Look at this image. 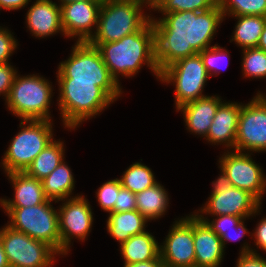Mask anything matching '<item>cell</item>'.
Returning <instances> with one entry per match:
<instances>
[{"mask_svg":"<svg viewBox=\"0 0 266 267\" xmlns=\"http://www.w3.org/2000/svg\"><path fill=\"white\" fill-rule=\"evenodd\" d=\"M151 17L155 30V61L161 72L175 61L195 55L210 44L224 20L218 3L211 9L182 11Z\"/></svg>","mask_w":266,"mask_h":267,"instance_id":"obj_1","label":"cell"},{"mask_svg":"<svg viewBox=\"0 0 266 267\" xmlns=\"http://www.w3.org/2000/svg\"><path fill=\"white\" fill-rule=\"evenodd\" d=\"M100 51L110 74L119 83V75L133 77L144 65L160 79L155 61V30L151 20L139 31L116 42L90 43Z\"/></svg>","mask_w":266,"mask_h":267,"instance_id":"obj_2","label":"cell"},{"mask_svg":"<svg viewBox=\"0 0 266 267\" xmlns=\"http://www.w3.org/2000/svg\"><path fill=\"white\" fill-rule=\"evenodd\" d=\"M59 85L58 107L64 127L75 130L82 122L100 114L114 100L97 82H72L57 79Z\"/></svg>","mask_w":266,"mask_h":267,"instance_id":"obj_3","label":"cell"},{"mask_svg":"<svg viewBox=\"0 0 266 267\" xmlns=\"http://www.w3.org/2000/svg\"><path fill=\"white\" fill-rule=\"evenodd\" d=\"M57 79L72 82H97L114 101L123 93L120 83L112 77L100 51L88 41H76L69 58L58 65Z\"/></svg>","mask_w":266,"mask_h":267,"instance_id":"obj_4","label":"cell"},{"mask_svg":"<svg viewBox=\"0 0 266 267\" xmlns=\"http://www.w3.org/2000/svg\"><path fill=\"white\" fill-rule=\"evenodd\" d=\"M136 1L103 0L95 34L89 43L116 42L142 29L150 20ZM146 15V16H145Z\"/></svg>","mask_w":266,"mask_h":267,"instance_id":"obj_5","label":"cell"},{"mask_svg":"<svg viewBox=\"0 0 266 267\" xmlns=\"http://www.w3.org/2000/svg\"><path fill=\"white\" fill-rule=\"evenodd\" d=\"M43 76L16 74L13 85L5 99L11 113L21 120H49L52 84Z\"/></svg>","mask_w":266,"mask_h":267,"instance_id":"obj_6","label":"cell"},{"mask_svg":"<svg viewBox=\"0 0 266 267\" xmlns=\"http://www.w3.org/2000/svg\"><path fill=\"white\" fill-rule=\"evenodd\" d=\"M27 125V126H26ZM53 123L49 120H21L20 130L12 138L2 158L5 173L24 172L53 141Z\"/></svg>","mask_w":266,"mask_h":267,"instance_id":"obj_7","label":"cell"},{"mask_svg":"<svg viewBox=\"0 0 266 267\" xmlns=\"http://www.w3.org/2000/svg\"><path fill=\"white\" fill-rule=\"evenodd\" d=\"M48 199L45 203L29 207H2L10 221L11 228L29 237L52 246L61 255V236L59 232L58 211Z\"/></svg>","mask_w":266,"mask_h":267,"instance_id":"obj_8","label":"cell"},{"mask_svg":"<svg viewBox=\"0 0 266 267\" xmlns=\"http://www.w3.org/2000/svg\"><path fill=\"white\" fill-rule=\"evenodd\" d=\"M220 171L219 177L212 182L213 191L205 206L194 214L233 215L243 219L259 215L261 203L249 192L232 186L222 168Z\"/></svg>","mask_w":266,"mask_h":267,"instance_id":"obj_9","label":"cell"},{"mask_svg":"<svg viewBox=\"0 0 266 267\" xmlns=\"http://www.w3.org/2000/svg\"><path fill=\"white\" fill-rule=\"evenodd\" d=\"M209 75L199 53L181 58L160 72V81L175 86V108L203 98Z\"/></svg>","mask_w":266,"mask_h":267,"instance_id":"obj_10","label":"cell"},{"mask_svg":"<svg viewBox=\"0 0 266 267\" xmlns=\"http://www.w3.org/2000/svg\"><path fill=\"white\" fill-rule=\"evenodd\" d=\"M0 241L9 265L13 267H51L55 255H59L49 244L8 225L0 229Z\"/></svg>","mask_w":266,"mask_h":267,"instance_id":"obj_11","label":"cell"},{"mask_svg":"<svg viewBox=\"0 0 266 267\" xmlns=\"http://www.w3.org/2000/svg\"><path fill=\"white\" fill-rule=\"evenodd\" d=\"M266 151V98L260 93L242 104L238 118L235 151Z\"/></svg>","mask_w":266,"mask_h":267,"instance_id":"obj_12","label":"cell"},{"mask_svg":"<svg viewBox=\"0 0 266 267\" xmlns=\"http://www.w3.org/2000/svg\"><path fill=\"white\" fill-rule=\"evenodd\" d=\"M219 168L228 176L232 186L252 194L261 204L266 193V175L262 168L253 161L251 153L227 149L219 158Z\"/></svg>","mask_w":266,"mask_h":267,"instance_id":"obj_13","label":"cell"},{"mask_svg":"<svg viewBox=\"0 0 266 267\" xmlns=\"http://www.w3.org/2000/svg\"><path fill=\"white\" fill-rule=\"evenodd\" d=\"M58 208L59 232L61 236V255H67L71 240L85 241L92 230L93 212L90 203L83 195L60 200Z\"/></svg>","mask_w":266,"mask_h":267,"instance_id":"obj_14","label":"cell"},{"mask_svg":"<svg viewBox=\"0 0 266 267\" xmlns=\"http://www.w3.org/2000/svg\"><path fill=\"white\" fill-rule=\"evenodd\" d=\"M163 245H159L164 267H195L194 214L175 220Z\"/></svg>","mask_w":266,"mask_h":267,"instance_id":"obj_15","label":"cell"},{"mask_svg":"<svg viewBox=\"0 0 266 267\" xmlns=\"http://www.w3.org/2000/svg\"><path fill=\"white\" fill-rule=\"evenodd\" d=\"M102 2L77 1L61 4V24L64 36L89 41L96 32ZM92 27H96L95 29ZM94 33H93V31Z\"/></svg>","mask_w":266,"mask_h":267,"instance_id":"obj_16","label":"cell"},{"mask_svg":"<svg viewBox=\"0 0 266 267\" xmlns=\"http://www.w3.org/2000/svg\"><path fill=\"white\" fill-rule=\"evenodd\" d=\"M195 267H219L224 257L221 238L194 214Z\"/></svg>","mask_w":266,"mask_h":267,"instance_id":"obj_17","label":"cell"},{"mask_svg":"<svg viewBox=\"0 0 266 267\" xmlns=\"http://www.w3.org/2000/svg\"><path fill=\"white\" fill-rule=\"evenodd\" d=\"M26 25L32 36L44 38L63 33L61 8L52 0H36L26 13Z\"/></svg>","mask_w":266,"mask_h":267,"instance_id":"obj_18","label":"cell"},{"mask_svg":"<svg viewBox=\"0 0 266 267\" xmlns=\"http://www.w3.org/2000/svg\"><path fill=\"white\" fill-rule=\"evenodd\" d=\"M243 103L222 102L216 111L206 141L214 145H223L235 151L238 118Z\"/></svg>","mask_w":266,"mask_h":267,"instance_id":"obj_19","label":"cell"},{"mask_svg":"<svg viewBox=\"0 0 266 267\" xmlns=\"http://www.w3.org/2000/svg\"><path fill=\"white\" fill-rule=\"evenodd\" d=\"M222 102L219 96H205L186 103L176 110L183 113L185 126L189 132L205 138Z\"/></svg>","mask_w":266,"mask_h":267,"instance_id":"obj_20","label":"cell"},{"mask_svg":"<svg viewBox=\"0 0 266 267\" xmlns=\"http://www.w3.org/2000/svg\"><path fill=\"white\" fill-rule=\"evenodd\" d=\"M14 188L13 199L0 198L1 207H29L45 203L48 198L44 194L42 181L30 177L25 172L7 173Z\"/></svg>","mask_w":266,"mask_h":267,"instance_id":"obj_21","label":"cell"},{"mask_svg":"<svg viewBox=\"0 0 266 267\" xmlns=\"http://www.w3.org/2000/svg\"><path fill=\"white\" fill-rule=\"evenodd\" d=\"M148 220L137 210L110 212L107 218V231L119 244L131 236L145 232Z\"/></svg>","mask_w":266,"mask_h":267,"instance_id":"obj_22","label":"cell"},{"mask_svg":"<svg viewBox=\"0 0 266 267\" xmlns=\"http://www.w3.org/2000/svg\"><path fill=\"white\" fill-rule=\"evenodd\" d=\"M120 252L124 259V265L146 262L156 259L160 255L159 244L152 233L148 231L133 235L121 243Z\"/></svg>","mask_w":266,"mask_h":267,"instance_id":"obj_23","label":"cell"},{"mask_svg":"<svg viewBox=\"0 0 266 267\" xmlns=\"http://www.w3.org/2000/svg\"><path fill=\"white\" fill-rule=\"evenodd\" d=\"M136 210L148 221L161 218L169 206L168 192L159 182L135 194Z\"/></svg>","mask_w":266,"mask_h":267,"instance_id":"obj_24","label":"cell"},{"mask_svg":"<svg viewBox=\"0 0 266 267\" xmlns=\"http://www.w3.org/2000/svg\"><path fill=\"white\" fill-rule=\"evenodd\" d=\"M45 196L55 203L63 199L74 198L71 196L75 187V180L71 169L63 160L55 170L42 180Z\"/></svg>","mask_w":266,"mask_h":267,"instance_id":"obj_25","label":"cell"},{"mask_svg":"<svg viewBox=\"0 0 266 267\" xmlns=\"http://www.w3.org/2000/svg\"><path fill=\"white\" fill-rule=\"evenodd\" d=\"M64 142L53 140L24 171L40 181L45 179L64 160Z\"/></svg>","mask_w":266,"mask_h":267,"instance_id":"obj_26","label":"cell"},{"mask_svg":"<svg viewBox=\"0 0 266 267\" xmlns=\"http://www.w3.org/2000/svg\"><path fill=\"white\" fill-rule=\"evenodd\" d=\"M233 17L237 19V23L230 41H234L242 50L257 47L266 23V17L256 15Z\"/></svg>","mask_w":266,"mask_h":267,"instance_id":"obj_27","label":"cell"},{"mask_svg":"<svg viewBox=\"0 0 266 267\" xmlns=\"http://www.w3.org/2000/svg\"><path fill=\"white\" fill-rule=\"evenodd\" d=\"M118 179L123 188L130 190L134 194L140 193L158 183L151 168L141 162L131 164L124 171L122 177Z\"/></svg>","mask_w":266,"mask_h":267,"instance_id":"obj_28","label":"cell"},{"mask_svg":"<svg viewBox=\"0 0 266 267\" xmlns=\"http://www.w3.org/2000/svg\"><path fill=\"white\" fill-rule=\"evenodd\" d=\"M224 18L229 16L256 15L266 17V0H218Z\"/></svg>","mask_w":266,"mask_h":267,"instance_id":"obj_29","label":"cell"},{"mask_svg":"<svg viewBox=\"0 0 266 267\" xmlns=\"http://www.w3.org/2000/svg\"><path fill=\"white\" fill-rule=\"evenodd\" d=\"M218 0H154L152 10L161 14L170 12L196 11L203 12L213 8Z\"/></svg>","mask_w":266,"mask_h":267,"instance_id":"obj_30","label":"cell"},{"mask_svg":"<svg viewBox=\"0 0 266 267\" xmlns=\"http://www.w3.org/2000/svg\"><path fill=\"white\" fill-rule=\"evenodd\" d=\"M242 73L244 77H266V51L260 48H248L242 50Z\"/></svg>","mask_w":266,"mask_h":267,"instance_id":"obj_31","label":"cell"},{"mask_svg":"<svg viewBox=\"0 0 266 267\" xmlns=\"http://www.w3.org/2000/svg\"><path fill=\"white\" fill-rule=\"evenodd\" d=\"M199 54L203 60V64L209 77L213 75L217 76L222 71V68H224L223 66L221 67V65H223L225 61L227 62V58H230L229 51L217 44L211 46L210 48H206L205 50L199 52ZM227 65L228 64L226 63V66Z\"/></svg>","mask_w":266,"mask_h":267,"instance_id":"obj_32","label":"cell"},{"mask_svg":"<svg viewBox=\"0 0 266 267\" xmlns=\"http://www.w3.org/2000/svg\"><path fill=\"white\" fill-rule=\"evenodd\" d=\"M121 188L122 186L118 178L109 180L98 188L96 196L102 210L109 213L113 210Z\"/></svg>","mask_w":266,"mask_h":267,"instance_id":"obj_33","label":"cell"},{"mask_svg":"<svg viewBox=\"0 0 266 267\" xmlns=\"http://www.w3.org/2000/svg\"><path fill=\"white\" fill-rule=\"evenodd\" d=\"M196 216L204 221L220 238L225 234V231L235 230L237 225L243 220L242 217L233 215L212 216L217 218H213L211 221L208 217H204V215Z\"/></svg>","mask_w":266,"mask_h":267,"instance_id":"obj_34","label":"cell"},{"mask_svg":"<svg viewBox=\"0 0 266 267\" xmlns=\"http://www.w3.org/2000/svg\"><path fill=\"white\" fill-rule=\"evenodd\" d=\"M243 245L236 267H266V259L258 254L255 248H250L248 243Z\"/></svg>","mask_w":266,"mask_h":267,"instance_id":"obj_35","label":"cell"},{"mask_svg":"<svg viewBox=\"0 0 266 267\" xmlns=\"http://www.w3.org/2000/svg\"><path fill=\"white\" fill-rule=\"evenodd\" d=\"M12 34L9 29L0 26V64L9 63V57L18 46V42Z\"/></svg>","mask_w":266,"mask_h":267,"instance_id":"obj_36","label":"cell"},{"mask_svg":"<svg viewBox=\"0 0 266 267\" xmlns=\"http://www.w3.org/2000/svg\"><path fill=\"white\" fill-rule=\"evenodd\" d=\"M18 72L10 63L0 64V96L7 98L14 78Z\"/></svg>","mask_w":266,"mask_h":267,"instance_id":"obj_37","label":"cell"},{"mask_svg":"<svg viewBox=\"0 0 266 267\" xmlns=\"http://www.w3.org/2000/svg\"><path fill=\"white\" fill-rule=\"evenodd\" d=\"M136 210V196L128 189L121 188L118 198L111 212H125Z\"/></svg>","mask_w":266,"mask_h":267,"instance_id":"obj_38","label":"cell"},{"mask_svg":"<svg viewBox=\"0 0 266 267\" xmlns=\"http://www.w3.org/2000/svg\"><path fill=\"white\" fill-rule=\"evenodd\" d=\"M256 225L255 231L252 233L255 246L266 252V217H263Z\"/></svg>","mask_w":266,"mask_h":267,"instance_id":"obj_39","label":"cell"},{"mask_svg":"<svg viewBox=\"0 0 266 267\" xmlns=\"http://www.w3.org/2000/svg\"><path fill=\"white\" fill-rule=\"evenodd\" d=\"M243 219L235 228V230L225 231V234L221 237L224 249L228 241H237L244 237L245 234L250 233L244 225Z\"/></svg>","mask_w":266,"mask_h":267,"instance_id":"obj_40","label":"cell"},{"mask_svg":"<svg viewBox=\"0 0 266 267\" xmlns=\"http://www.w3.org/2000/svg\"><path fill=\"white\" fill-rule=\"evenodd\" d=\"M31 0H0V10H18L22 9L27 4H29Z\"/></svg>","mask_w":266,"mask_h":267,"instance_id":"obj_41","label":"cell"},{"mask_svg":"<svg viewBox=\"0 0 266 267\" xmlns=\"http://www.w3.org/2000/svg\"><path fill=\"white\" fill-rule=\"evenodd\" d=\"M124 267H164V264L159 255L156 259L149 260L146 262L131 263L128 265H124Z\"/></svg>","mask_w":266,"mask_h":267,"instance_id":"obj_42","label":"cell"},{"mask_svg":"<svg viewBox=\"0 0 266 267\" xmlns=\"http://www.w3.org/2000/svg\"><path fill=\"white\" fill-rule=\"evenodd\" d=\"M9 262L7 260L5 251L0 241V267H9Z\"/></svg>","mask_w":266,"mask_h":267,"instance_id":"obj_43","label":"cell"},{"mask_svg":"<svg viewBox=\"0 0 266 267\" xmlns=\"http://www.w3.org/2000/svg\"><path fill=\"white\" fill-rule=\"evenodd\" d=\"M257 48H260L263 51H266V23H265V26L263 28V32L260 36V40H259V43L257 45Z\"/></svg>","mask_w":266,"mask_h":267,"instance_id":"obj_44","label":"cell"},{"mask_svg":"<svg viewBox=\"0 0 266 267\" xmlns=\"http://www.w3.org/2000/svg\"><path fill=\"white\" fill-rule=\"evenodd\" d=\"M59 1H60L59 5H61V4H66L69 2H77V1L102 2L103 0H59Z\"/></svg>","mask_w":266,"mask_h":267,"instance_id":"obj_45","label":"cell"},{"mask_svg":"<svg viewBox=\"0 0 266 267\" xmlns=\"http://www.w3.org/2000/svg\"><path fill=\"white\" fill-rule=\"evenodd\" d=\"M124 1H136V2L143 3V4H147L148 7H150L149 9H151L154 4V0H124Z\"/></svg>","mask_w":266,"mask_h":267,"instance_id":"obj_46","label":"cell"}]
</instances>
